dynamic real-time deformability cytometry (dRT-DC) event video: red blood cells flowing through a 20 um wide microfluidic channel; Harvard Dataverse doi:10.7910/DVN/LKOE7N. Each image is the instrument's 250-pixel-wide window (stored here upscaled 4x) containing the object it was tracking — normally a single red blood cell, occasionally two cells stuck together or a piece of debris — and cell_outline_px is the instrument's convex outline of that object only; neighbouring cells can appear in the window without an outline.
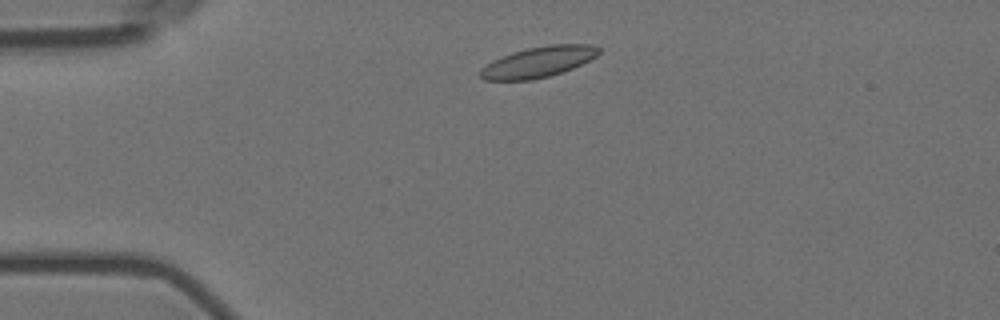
{"species": "Egyptian fruit bat (a non-hibernating species)", "species_latin": "Rousettus aegyptiacus", "temperature_condition": "room temperature", "stored_images_in_passage": 2, "camera_frame_rate_fps": 3000, "um_per_image_px": 0.085, "animal": {"sex": "female"}, "frame": {"image": 1, "passage_image": 1, "time_ms": 0.0, "image_size_px": [1000, 320], "cell_outline_px": [[600, 52], [596, 56], [572, 68], [548, 76], [532, 80], [484, 80], [480, 76], [480, 68], [492, 60], [512, 52], [528, 48], [548, 44], [592, 44], [600, 48]], "centroid_in_image_um": [45.73, 5.26], "position_along_channel_um": 39.3, "area_um2": 21.1}}